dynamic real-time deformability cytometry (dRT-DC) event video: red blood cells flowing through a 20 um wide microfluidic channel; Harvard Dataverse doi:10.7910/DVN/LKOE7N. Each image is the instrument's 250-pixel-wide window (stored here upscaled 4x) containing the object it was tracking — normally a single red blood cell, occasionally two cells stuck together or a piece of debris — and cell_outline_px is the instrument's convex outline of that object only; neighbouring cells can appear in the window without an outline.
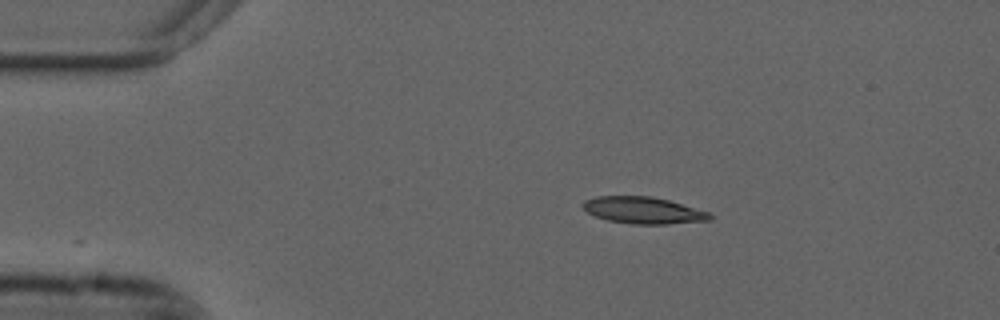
{"species": "common noctule bat (a hibernating species)", "species_latin": "Nyctalus noctula", "temperature_condition": "cold", "stored_images_in_passage": 28, "camera_frame_rate_fps": 3000, "um_per_image_px": 0.085, "animal": {"sex": "male", "forearm_length_mm": 52.5}, "frame": {"image": 1, "passage_image": 1, "time_ms": 0.0, "image_size_px": [1000, 320], "cell_outline_px": [[712, 220], [668, 224], [632, 224], [608, 220], [596, 216], [588, 212], [580, 204], [584, 200], [596, 196], [652, 196], [668, 200], [708, 212], [712, 216]], "centroid_in_image_um": [54.66, 17.87], "position_along_channel_um": 30.3, "area_um2": 19.71}}
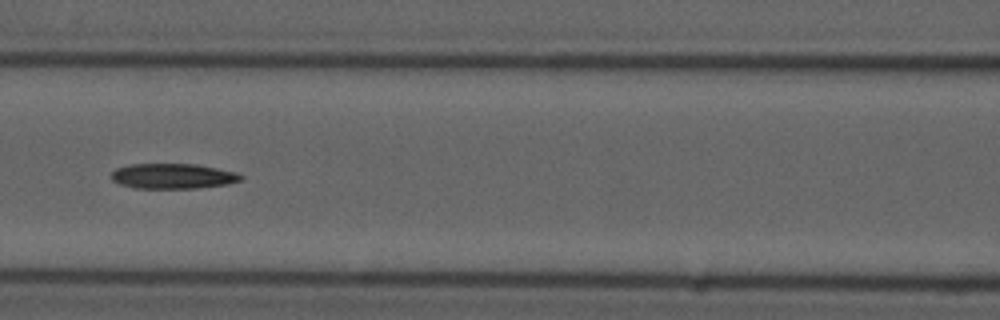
{"frame": {"image": 2, "passage_image": 15, "time_ms": 4.667, "image_size_px": [1000, 320], "cell_outline_px": [[244, 176], [240, 180], [228, 184], [196, 188], [136, 188], [120, 184], [112, 180], [112, 172], [116, 168], [128, 164], [196, 164], [236, 172]], "centroid_in_image_um": [14.69, 14.96], "position_along_channel_um": 151.9, "area_um2": 18.96}}
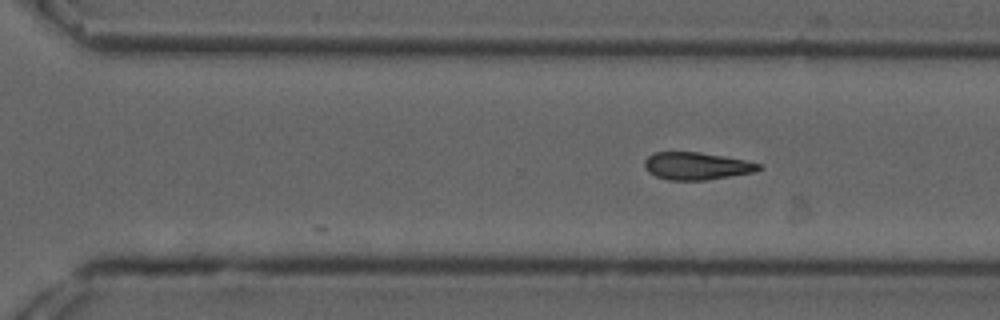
{"frame": {"image": 3, "passage_image": 28, "time_ms": 9.0, "image_size_px": [1000, 320], "cell_outline_px": [[764, 168], [752, 172], [704, 180], [668, 180], [656, 176], [648, 172], [644, 168], [644, 160], [652, 152], [700, 152], [724, 156], [764, 164]], "centroid_in_image_um": [59.19, 14.1], "position_along_channel_um": 311.4, "area_um2": 18.32}}